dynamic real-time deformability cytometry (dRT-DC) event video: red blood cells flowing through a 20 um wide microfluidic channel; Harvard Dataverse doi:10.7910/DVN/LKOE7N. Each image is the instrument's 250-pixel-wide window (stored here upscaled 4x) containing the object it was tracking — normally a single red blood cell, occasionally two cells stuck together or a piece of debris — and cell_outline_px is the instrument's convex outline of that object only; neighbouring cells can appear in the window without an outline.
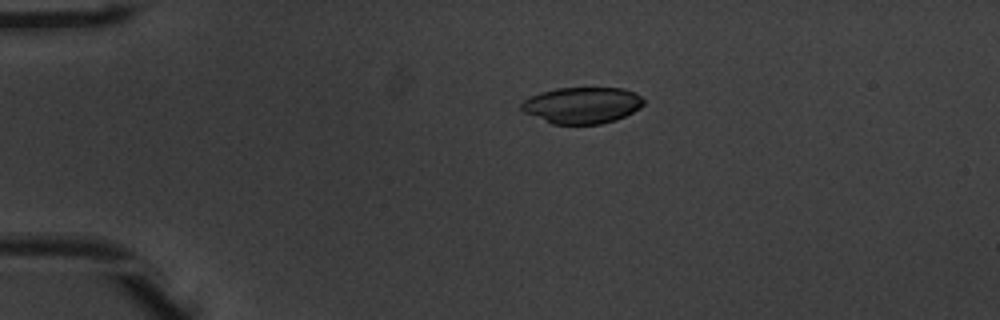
{"species": "common noctule bat (a hibernating species)", "species_latin": "Nyctalus noctula", "temperature_condition": "warm", "stored_images_in_passage": 10, "camera_frame_rate_fps": 3000, "um_per_image_px": 0.085, "animal": {"sex": "male", "body_mass_g": 20.1, "forearm_length_mm": 53.5}, "frame": {"image": 1, "passage_image": 1, "time_ms": 0.0, "image_size_px": [1000, 320], "cell_outline_px": [[644, 104], [640, 108], [616, 120], [600, 124], [552, 124], [524, 112], [520, 108], [520, 104], [524, 100], [540, 92], [556, 88], [624, 88], [636, 92], [644, 100]], "centroid_in_image_um": [49.49, 8.94], "position_along_channel_um": 35.5, "area_um2": 25.95}}